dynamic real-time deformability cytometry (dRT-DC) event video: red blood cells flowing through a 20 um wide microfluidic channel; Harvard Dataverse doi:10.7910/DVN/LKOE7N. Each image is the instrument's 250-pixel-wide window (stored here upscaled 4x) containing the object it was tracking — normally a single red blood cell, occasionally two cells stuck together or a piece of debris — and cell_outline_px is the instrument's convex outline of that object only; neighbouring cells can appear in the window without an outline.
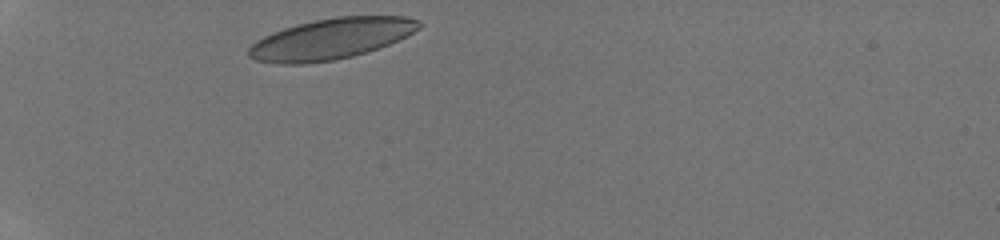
{"species": "human", "species_latin": "Homo sapiens", "temperature_condition": "room temperature", "stored_images_in_passage": 26, "camera_frame_rate_fps": 3000, "um_per_image_px": 0.085, "donor": {"sex": "male"}, "frame": {"image": 1, "passage_image": 1, "time_ms": 0.0, "image_size_px": [1000, 240], "cell_outline_px": [[424, 24], [420, 28], [380, 48], [352, 56], [332, 60], [304, 64], [276, 64], [256, 60], [248, 56], [248, 48], [256, 40], [264, 36], [284, 28], [296, 24], [336, 16], [404, 16], [420, 20]], "centroid_in_image_um": [28.13, 3.3], "position_along_channel_um": 56.9, "area_um2": 40.46}}
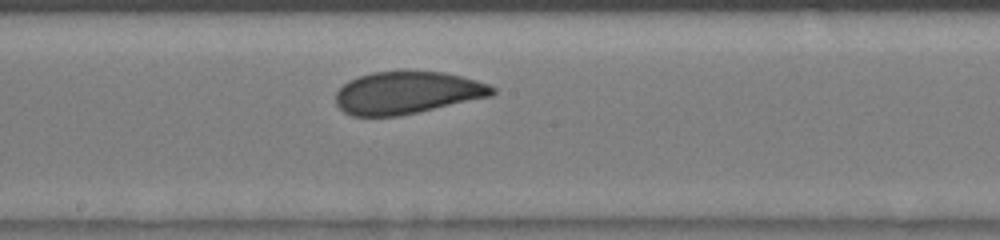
{"frame": {"image": 2, "passage_image": 13, "time_ms": 4.0, "image_size_px": [1000, 240], "cell_outline_px": [[496, 92], [492, 96], [400, 116], [352, 116], [344, 112], [336, 104], [336, 92], [348, 80], [372, 72], [444, 72], [476, 80], [488, 84], [496, 88]], "centroid_in_image_um": [34.61, 7.89], "position_along_channel_um": 213.6, "area_um2": 38.49}}
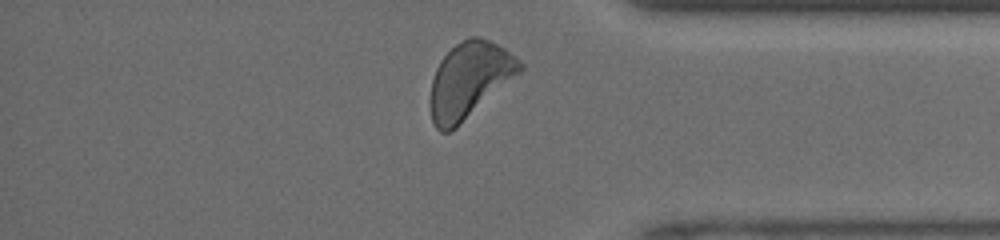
{"frame": {"image": 3, "passage_image": 25, "time_ms": 8.0, "image_size_px": [1000, 240], "cell_outline_px": [[524, 68], [520, 72], [456, 128], [448, 132], [440, 132], [436, 128], [432, 120], [432, 80], [436, 68], [440, 60], [456, 44], [468, 36], [480, 36], [504, 48], [520, 60], [524, 64]], "centroid_in_image_um": [39.91, 6.79], "position_along_channel_um": 395.3, "area_um2": 38.84}}